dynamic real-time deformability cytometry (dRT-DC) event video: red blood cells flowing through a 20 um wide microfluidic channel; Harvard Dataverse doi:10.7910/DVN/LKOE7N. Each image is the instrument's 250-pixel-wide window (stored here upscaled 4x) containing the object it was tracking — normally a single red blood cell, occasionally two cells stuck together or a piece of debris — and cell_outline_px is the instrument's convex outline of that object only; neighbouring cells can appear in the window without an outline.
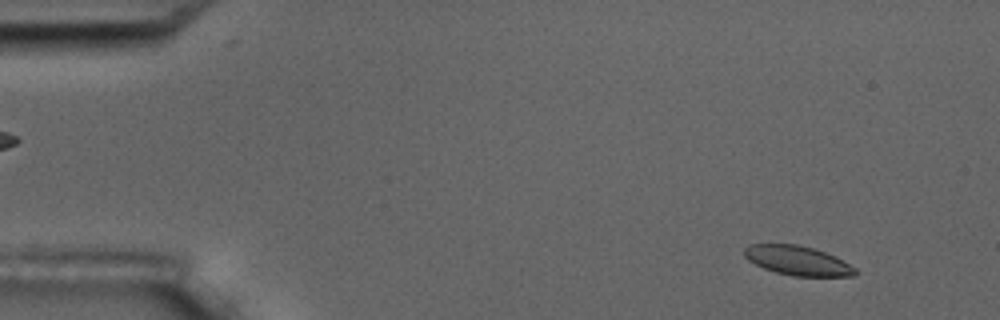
{"species": "common noctule bat (a hibernating species)", "species_latin": "Nyctalus noctula", "temperature_condition": "room temperature", "stored_images_in_passage": 7, "camera_frame_rate_fps": 3000, "um_per_image_px": 0.085, "animal": {"sex": "male", "body_mass_g": 17.5, "forearm_length_mm": 52.3}, "frame": {"image": 1, "passage_image": 2, "time_ms": 1.0, "image_size_px": [1000, 320], "cell_outline_px": [[856, 276], [792, 276], [776, 272], [764, 268], [748, 260], [744, 256], [744, 248], [748, 244], [796, 244], [812, 248], [824, 252], [856, 268]], "centroid_in_image_um": [67.75, 22.15], "position_along_channel_um": 17.3, "area_um2": 18.73}}